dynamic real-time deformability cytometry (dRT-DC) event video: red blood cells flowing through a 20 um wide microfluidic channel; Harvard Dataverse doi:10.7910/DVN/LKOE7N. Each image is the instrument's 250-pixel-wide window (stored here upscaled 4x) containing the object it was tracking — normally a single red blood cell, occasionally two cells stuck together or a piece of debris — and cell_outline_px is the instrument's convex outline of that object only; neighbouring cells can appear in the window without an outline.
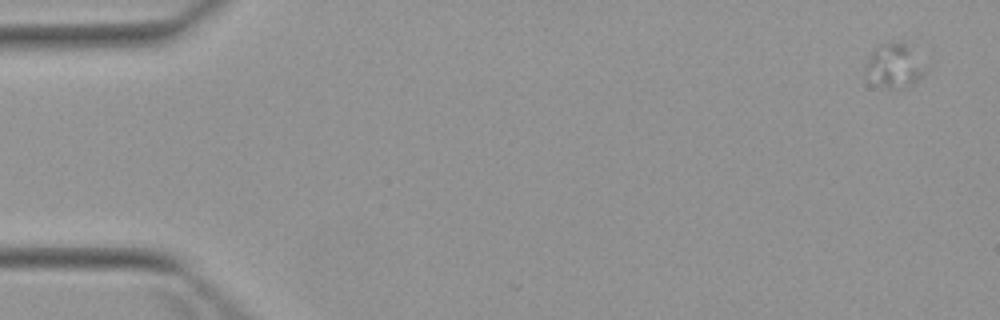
{"species": "Egyptian fruit bat (a non-hibernating species)", "species_latin": "Rousettus aegyptiacus", "temperature_condition": "warm", "stored_images_in_passage": 4, "camera_frame_rate_fps": 3000, "um_per_image_px": 0.085, "animal": {"sex": "female"}, "frame": {"image": 1, "passage_image": 1, "time_ms": 0.0, "image_size_px": [1000, 320], "cell_outline_px": [[924, 76], [912, 84], [900, 88], [888, 88], [864, 68], [872, 52], [880, 44], [892, 40], [904, 40], [924, 72]], "centroid_in_image_um": [76.02, 5.51], "position_along_channel_um": 9.0, "area_um2": 14.1}}
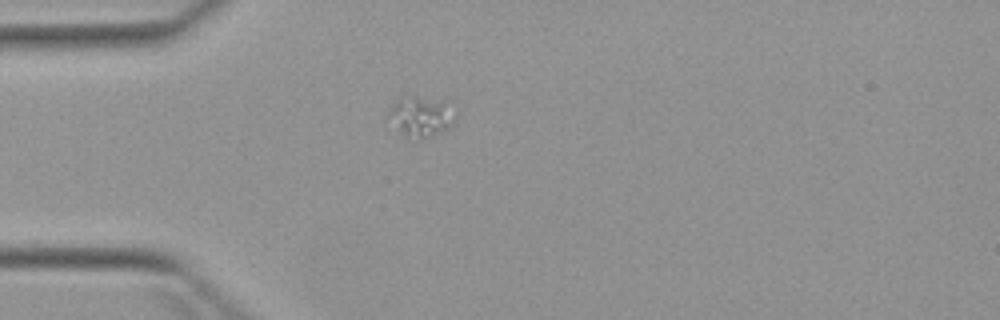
{"frame": {"image": 2, "passage_image": 4, "time_ms": 4.333, "image_size_px": [1000, 320], "cell_outline_px": [[456, 116], [452, 124], [448, 128], [440, 132], [420, 140], [416, 140], [404, 136], [400, 132], [388, 116], [392, 104], [400, 96], [408, 92], [452, 100]], "centroid_in_image_um": [35.84, 9.79], "position_along_channel_um": 49.2, "area_um2": 16.88}}